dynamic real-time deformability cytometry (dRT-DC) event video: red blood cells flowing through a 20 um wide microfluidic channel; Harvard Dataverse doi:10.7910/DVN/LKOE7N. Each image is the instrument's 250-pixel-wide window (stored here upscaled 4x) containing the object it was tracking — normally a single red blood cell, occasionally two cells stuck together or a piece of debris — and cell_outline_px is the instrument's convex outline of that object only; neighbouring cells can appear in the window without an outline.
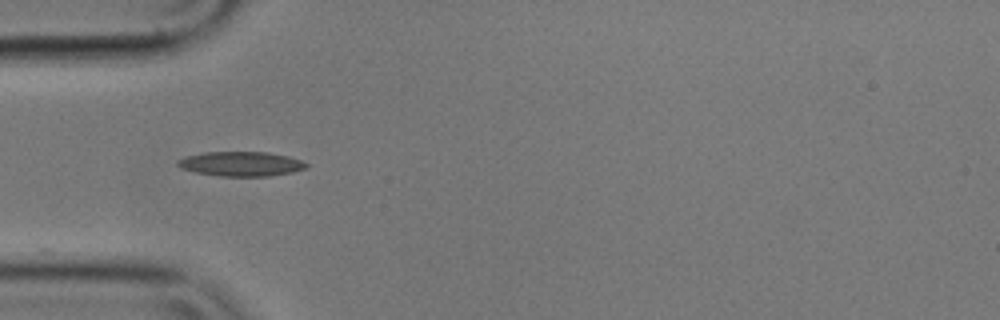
{"species": "common noctule bat (a hibernating species)", "species_latin": "Nyctalus noctula", "temperature_condition": "cold", "stored_images_in_passage": 40, "camera_frame_rate_fps": 3000, "um_per_image_px": 0.085, "animal": {"sex": "male", "body_mass_g": 17.9}, "frame": {"image": 1, "passage_image": 1, "time_ms": 0.0, "image_size_px": [1000, 320], "cell_outline_px": [[308, 168], [292, 172], [268, 176], [220, 176], [196, 172], [180, 168], [176, 164], [176, 160], [188, 156], [204, 152], [268, 152], [288, 156], [300, 160], [308, 164]], "centroid_in_image_um": [20.49, 13.93], "position_along_channel_um": 64.5, "area_um2": 18.38}}
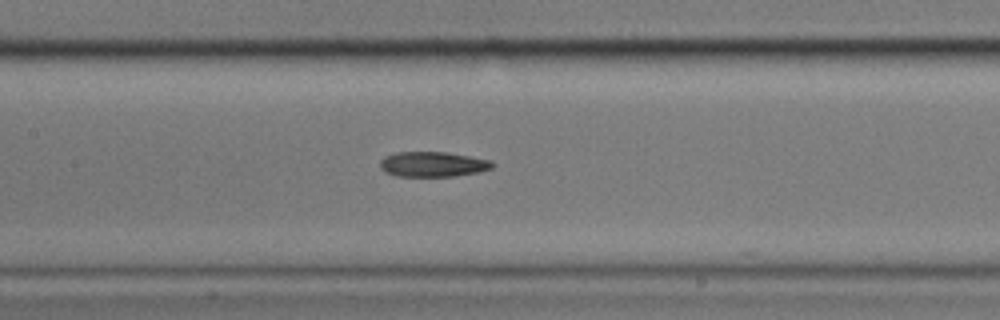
{"frame": {"image": 2, "passage_image": 10, "time_ms": 3.0, "image_size_px": [1000, 320], "cell_outline_px": [[496, 164], [492, 168], [480, 172], [456, 176], [396, 176], [384, 172], [380, 168], [380, 160], [384, 156], [396, 152], [448, 152], [492, 160]], "centroid_in_image_um": [36.81, 13.96], "position_along_channel_um": 170.6, "area_um2": 16.7}}
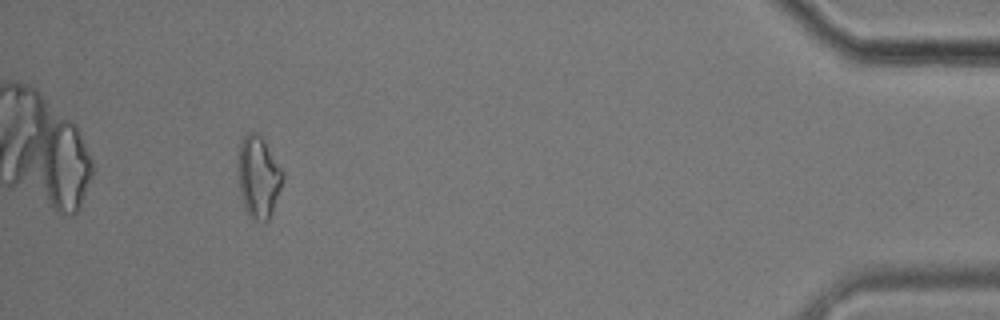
{"frame": {"image": 3, "passage_image": 36, "time_ms": 11.667, "image_size_px": [1000, 320], "cell_outline_px": [[284, 176], [272, 212], [268, 220], [256, 220], [248, 216], [240, 192], [236, 168], [236, 164], [240, 144], [244, 136], [248, 132], [260, 132], [284, 172]], "centroid_in_image_um": [21.95, 14.98], "position_along_channel_um": 413.3, "area_um2": 21.56}, "authors_computed_cell_mechanics": {"area_um2": 17.2822, "velocity_mm_per_s": 3.5352, "shape_relaxation_time_tau1_ms": null, "shape_relaxation_time_tau2_ms": 5.8831, "deformation_change_tau1": null, "deformation_change_tau2": 0.1381}}